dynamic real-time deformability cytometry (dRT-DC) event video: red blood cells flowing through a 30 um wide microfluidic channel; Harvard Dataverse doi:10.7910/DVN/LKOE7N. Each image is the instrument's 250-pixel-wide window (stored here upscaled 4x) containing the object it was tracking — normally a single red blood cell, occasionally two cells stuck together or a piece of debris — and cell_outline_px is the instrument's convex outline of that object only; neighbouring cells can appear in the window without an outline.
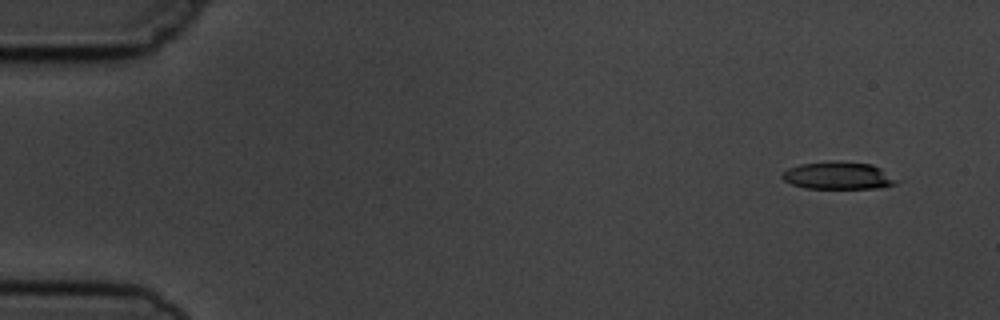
{"species": "common noctule bat (a hibernating species)", "species_latin": "Nyctalus noctula", "temperature_condition": "cold", "stored_images_in_passage": 8, "camera_frame_rate_fps": 3000, "um_per_image_px": 0.085, "animal": {"sex": "male", "body_mass_g": 19.5, "forearm_length_mm": 54.6}, "frame": {"image": 1, "passage_image": 1, "time_ms": 0.0, "image_size_px": [1000, 320], "cell_outline_px": [[900, 180], [896, 184], [880, 188], [804, 188], [792, 184], [784, 180], [780, 176], [788, 168], [800, 164], [832, 160], [872, 164], [880, 168]], "centroid_in_image_um": [71.26, 14.92], "position_along_channel_um": 13.7, "area_um2": 18.44}}
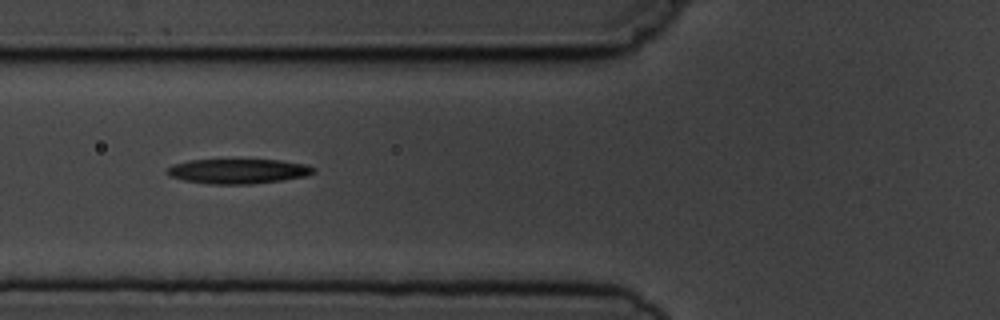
{"frame": {"image": 2, "passage_image": 6, "time_ms": 5.667, "image_size_px": [1000, 320], "cell_outline_px": [[316, 172], [304, 176], [280, 180], [252, 184], [208, 184], [184, 180], [168, 176], [164, 172], [172, 164], [188, 160], [280, 160], [308, 164], [316, 168]], "centroid_in_image_um": [20.21, 14.55], "position_along_channel_um": 105.6, "area_um2": 21.27}}
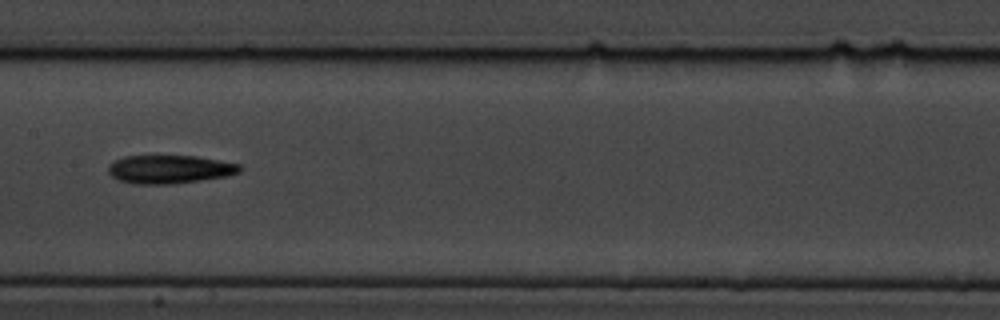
{"frame": {"image": 3, "passage_image": 8, "time_ms": 8.0, "image_size_px": [1000, 320], "cell_outline_px": [[244, 168], [240, 172], [224, 176], [200, 180], [172, 184], [132, 184], [120, 180], [112, 176], [108, 172], [108, 164], [124, 156], [196, 156], [240, 164]], "centroid_in_image_um": [14.41, 14.39], "position_along_channel_um": 193.0, "area_um2": 21.68}}